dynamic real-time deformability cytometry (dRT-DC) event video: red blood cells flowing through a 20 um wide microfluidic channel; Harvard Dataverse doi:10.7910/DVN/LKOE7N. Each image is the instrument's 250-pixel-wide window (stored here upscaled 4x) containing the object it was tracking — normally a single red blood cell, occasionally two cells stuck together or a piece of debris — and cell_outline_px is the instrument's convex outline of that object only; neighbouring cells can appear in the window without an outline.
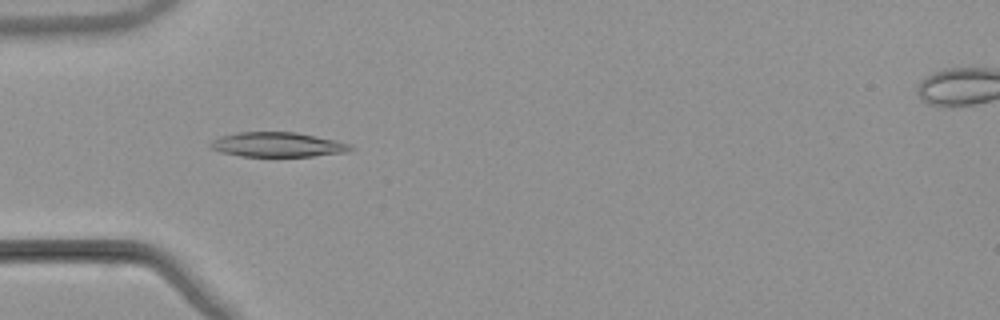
{"species": "common noctule bat (a hibernating species)", "species_latin": "Nyctalus noctula", "temperature_condition": "warm", "stored_images_in_passage": 43, "camera_frame_rate_fps": 3000, "um_per_image_px": 0.085, "animal": {"sex": "male", "body_mass_g": 21.5, "forearm_length_mm": 52.0}, "frame": {"image": 1, "passage_image": 7, "time_ms": 2.0, "image_size_px": [1000, 320], "cell_outline_px": [[356, 148], [348, 152], [312, 156], [240, 156], [220, 152], [212, 148], [208, 144], [212, 140], [220, 136], [236, 132], [296, 132], [336, 140], [352, 144]], "centroid_in_image_um": [23.62, 12.29], "position_along_channel_um": 61.4, "area_um2": 20.29}}
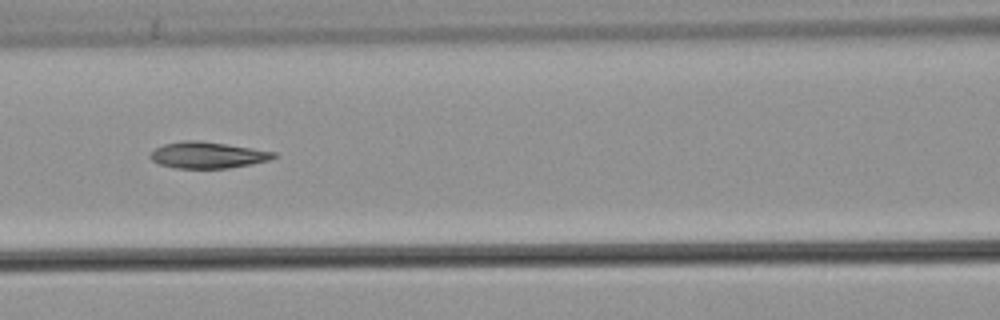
{"frame": {"image": 2, "passage_image": 14, "time_ms": 4.333, "image_size_px": [1000, 320], "cell_outline_px": [[276, 156], [272, 160], [252, 164], [228, 168], [176, 168], [160, 164], [152, 160], [148, 156], [156, 148], [164, 144], [184, 140], [200, 140], [252, 148], [276, 152]], "centroid_in_image_um": [17.67, 13.18], "position_along_channel_um": 148.9, "area_um2": 18.96}}
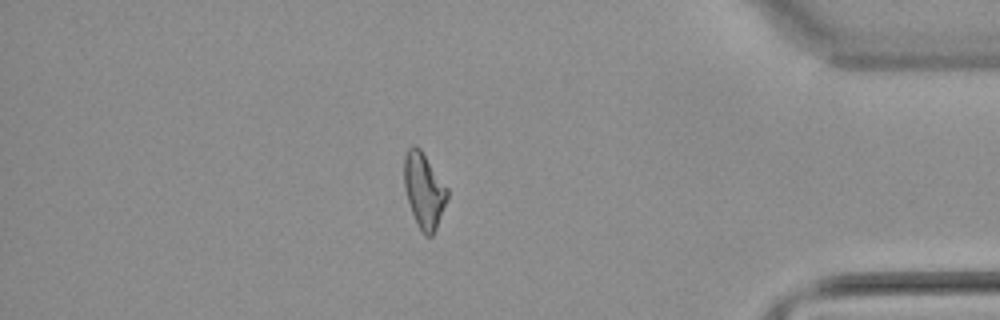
{"frame": {"image": 3, "passage_image": 36, "time_ms": 11.667, "image_size_px": [1000, 320], "cell_outline_px": [[448, 196], [436, 228], [432, 236], [424, 236], [416, 224], [404, 188], [404, 156], [408, 148], [412, 144], [416, 144], [420, 148], [448, 188]], "centroid_in_image_um": [36.02, 16.17], "position_along_channel_um": 399.2, "area_um2": 18.9}, "authors_computed_cell_mechanics": {"area_um2": 19.363, "velocity_mm_per_s": 3.8778, "shape_relaxation_time_tau1_ms": 7.9498, "shape_relaxation_time_tau2_ms": 3.9042, "deformation_change_tau1": 0.2061, "deformation_change_tau2": 0.112}}